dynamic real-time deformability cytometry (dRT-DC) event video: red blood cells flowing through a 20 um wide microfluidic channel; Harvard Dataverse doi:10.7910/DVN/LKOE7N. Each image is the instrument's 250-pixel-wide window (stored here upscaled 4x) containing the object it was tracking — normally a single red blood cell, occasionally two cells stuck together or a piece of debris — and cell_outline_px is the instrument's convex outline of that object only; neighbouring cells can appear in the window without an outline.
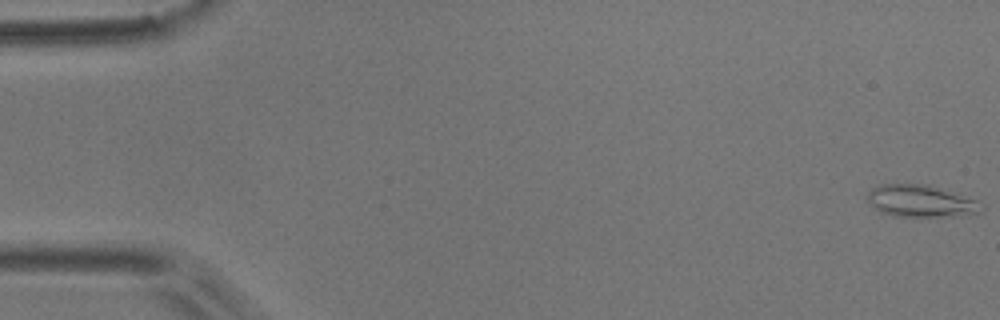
{"species": "common noctule bat (a hibernating species)", "species_latin": "Nyctalus noctula", "temperature_condition": "room temperature", "stored_images_in_passage": 54, "camera_frame_rate_fps": 3000, "um_per_image_px": 0.085, "animal": {"sex": "male", "body_mass_g": 17.9}, "frame": {"image": 1, "passage_image": 1, "time_ms": 0.0, "image_size_px": [1000, 320], "cell_outline_px": [[984, 208], [980, 212], [968, 216], [892, 216], [880, 212], [868, 200], [868, 192], [872, 188], [880, 184], [928, 184], [980, 200], [984, 204]], "centroid_in_image_um": [78.36, 17.09], "position_along_channel_um": 6.6, "area_um2": 21.62}}
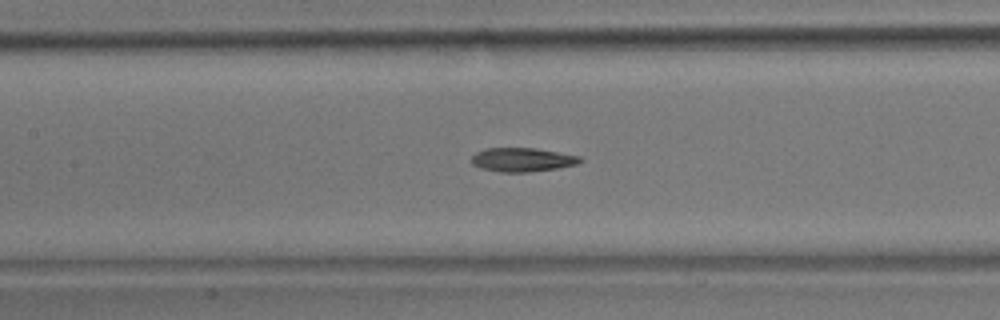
{"frame": {"image": 2, "passage_image": 25, "time_ms": 8.0, "image_size_px": [1000, 320], "cell_outline_px": [[584, 160], [576, 164], [556, 168], [528, 172], [500, 172], [480, 168], [472, 164], [472, 156], [476, 152], [484, 148], [536, 148], [580, 156]], "centroid_in_image_um": [44.38, 13.57], "position_along_channel_um": 163.0, "area_um2": 15.09}}
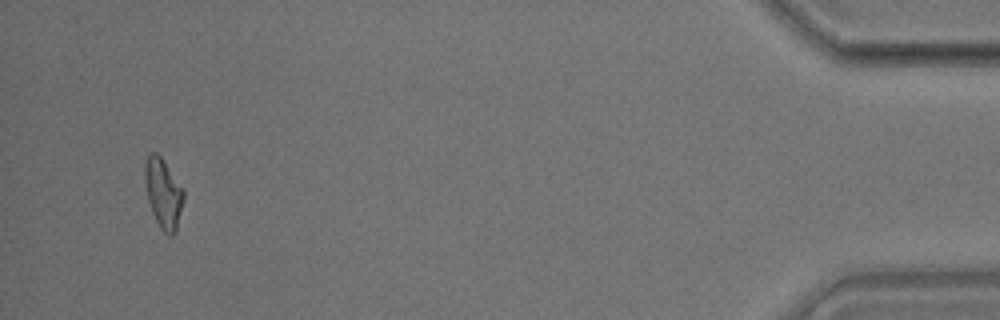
{"frame": {"image": 3, "passage_image": 52, "time_ms": 17.0, "image_size_px": [1000, 320], "cell_outline_px": [[184, 200], [176, 232], [172, 236], [168, 236], [160, 228], [152, 212], [148, 200], [144, 180], [144, 164], [148, 156], [152, 152], [156, 152], [160, 156], [184, 188]], "centroid_in_image_um": [13.89, 16.45], "position_along_channel_um": 421.3, "area_um2": 15.9}, "authors_computed_cell_mechanics": {"area_um2": 15.7505, "velocity_mm_per_s": 3.731, "shape_relaxation_time_tau1_ms": 7.0472, "shape_relaxation_time_tau2_ms": 5.2636, "deformation_change_tau1": 0.208, "deformation_change_tau2": 0.1446}}